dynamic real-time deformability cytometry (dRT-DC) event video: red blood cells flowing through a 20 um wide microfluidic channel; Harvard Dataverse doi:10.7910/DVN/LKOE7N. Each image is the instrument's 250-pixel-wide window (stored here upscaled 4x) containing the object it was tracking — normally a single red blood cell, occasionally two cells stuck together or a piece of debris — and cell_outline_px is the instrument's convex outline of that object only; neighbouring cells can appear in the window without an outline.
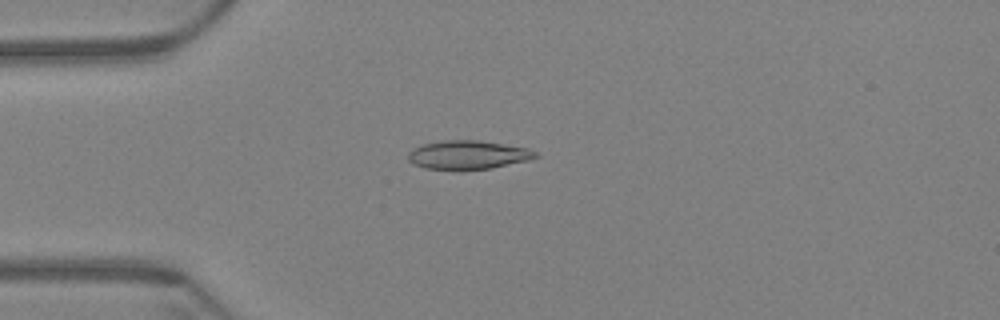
{"species": "Egyptian fruit bat (a non-hibernating species)", "species_latin": "Rousettus aegyptiacus", "temperature_condition": "warm", "stored_images_in_passage": 50, "camera_frame_rate_fps": 3000, "um_per_image_px": 0.085, "animal": {"sex": "female"}, "frame": {"image": 1, "passage_image": 6, "time_ms": 1.667, "image_size_px": [1000, 320], "cell_outline_px": [[540, 156], [528, 160], [492, 168], [460, 172], [424, 168], [408, 160], [408, 152], [412, 148], [424, 144], [440, 140], [476, 140], [528, 148], [536, 152]], "centroid_in_image_um": [39.75, 13.19], "position_along_channel_um": 45.3, "area_um2": 21.79}}
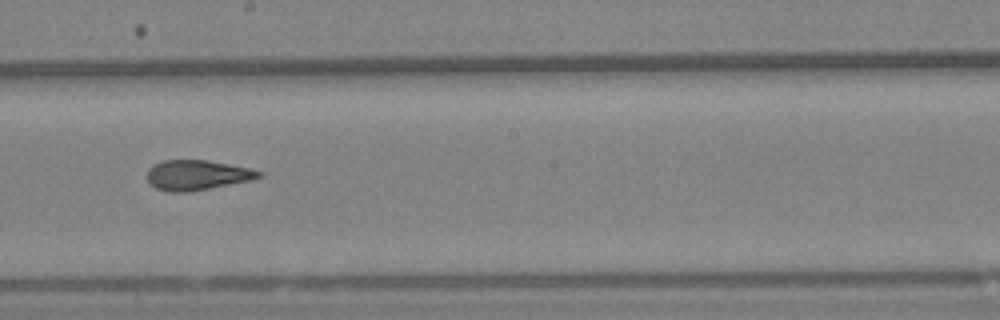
{"frame": {"image": 2, "passage_image": 24, "time_ms": 7.667, "image_size_px": [1000, 320], "cell_outline_px": [[264, 172], [260, 176], [252, 180], [188, 192], [168, 192], [156, 188], [148, 180], [148, 168], [152, 164], [164, 160], [208, 160], [248, 168]], "centroid_in_image_um": [16.73, 14.88], "position_along_channel_um": 231.5, "area_um2": 19.42}}
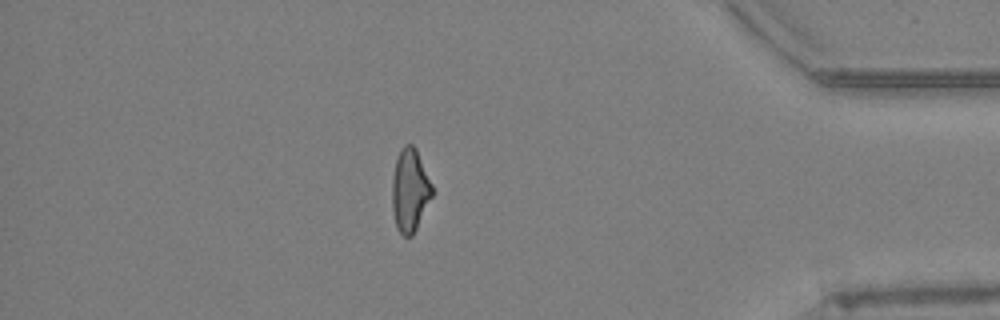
{"frame": {"image": 3, "passage_image": 42, "time_ms": 13.667, "image_size_px": [1000, 320], "cell_outline_px": [[432, 196], [412, 236], [404, 236], [396, 228], [392, 208], [392, 180], [396, 156], [400, 148], [404, 144], [412, 144], [416, 148], [432, 184]], "centroid_in_image_um": [34.82, 16.14], "position_along_channel_um": 400.4, "area_um2": 19.36}, "authors_computed_cell_mechanics": {"area_um2": 19.941, "velocity_mm_per_s": 3.4236, "shape_relaxation_time_tau1_ms": null, "shape_relaxation_time_tau2_ms": 2.3622, "deformation_change_tau1": null, "deformation_change_tau2": 0.0984}}